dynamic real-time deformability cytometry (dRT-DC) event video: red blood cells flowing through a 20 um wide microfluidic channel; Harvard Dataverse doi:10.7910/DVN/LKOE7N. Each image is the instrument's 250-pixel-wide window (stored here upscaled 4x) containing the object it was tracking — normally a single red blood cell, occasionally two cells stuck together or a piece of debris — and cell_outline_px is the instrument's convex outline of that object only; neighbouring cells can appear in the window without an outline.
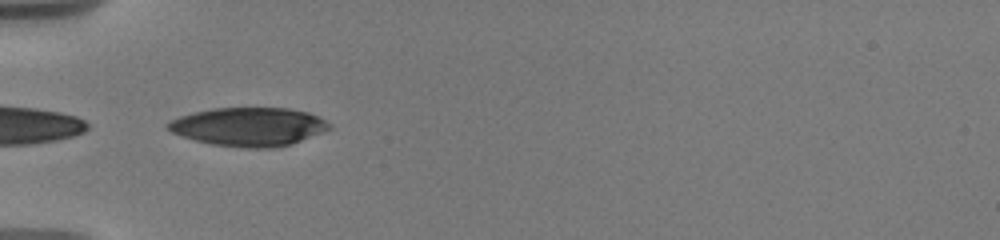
{"species": "human", "species_latin": "Homo sapiens", "temperature_condition": "warm", "stored_images_in_passage": 35, "camera_frame_rate_fps": 3000, "um_per_image_px": 0.085, "donor": {"sex": "male"}, "frame": {"image": 1, "passage_image": 1, "time_ms": 0.0, "image_size_px": [1000, 240], "cell_outline_px": [[332, 128], [292, 144], [272, 148], [244, 148], [212, 144], [196, 140], [172, 132], [164, 124], [180, 116], [212, 108], [288, 108], [308, 112], [324, 120]], "centroid_in_image_um": [21.15, 10.77], "position_along_channel_um": 63.9, "area_um2": 35.95}}
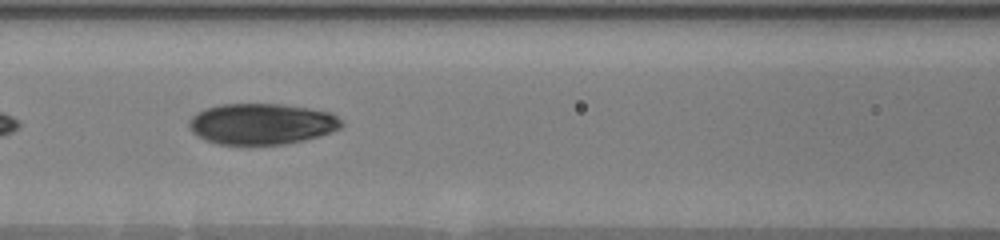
{"frame": {"image": 2, "passage_image": 7, "time_ms": 2.333, "image_size_px": [1000, 240], "cell_outline_px": [[344, 124], [340, 128], [320, 136], [304, 140], [284, 144], [220, 144], [208, 140], [192, 132], [188, 128], [188, 120], [196, 112], [204, 108], [220, 104], [280, 104], [308, 108], [332, 112]], "centroid_in_image_um": [22.23, 10.52], "position_along_channel_um": 144.4, "area_um2": 36.41}}
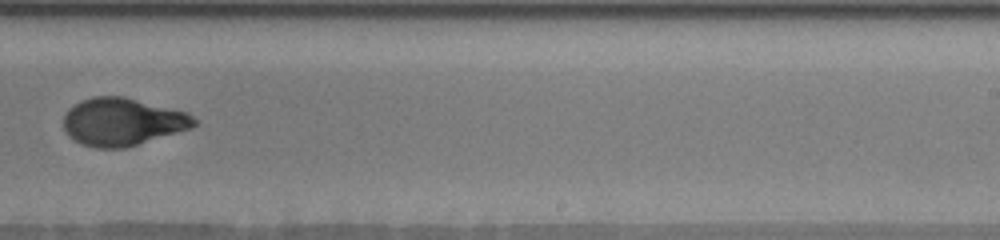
{"frame": {"image": 3, "passage_image": 17, "time_ms": 6.0, "image_size_px": [1000, 240], "cell_outline_px": [[200, 120], [192, 128], [124, 148], [96, 148], [80, 144], [68, 136], [64, 128], [64, 116], [68, 108], [80, 100], [92, 96], [124, 96], [188, 112]], "centroid_in_image_um": [10.42, 10.34], "position_along_channel_um": 278.6, "area_um2": 36.65}, "authors_computed_cell_mechanics": {"area_um2": 36.4718, "velocity_mm_per_s": 3.6739, "shape_relaxation_time_tau1_ms": 5.9137, "shape_relaxation_time_tau2_ms": 1.5589, "deformation_change_tau1": 0.2038, "deformation_change_tau2": 0.064}}